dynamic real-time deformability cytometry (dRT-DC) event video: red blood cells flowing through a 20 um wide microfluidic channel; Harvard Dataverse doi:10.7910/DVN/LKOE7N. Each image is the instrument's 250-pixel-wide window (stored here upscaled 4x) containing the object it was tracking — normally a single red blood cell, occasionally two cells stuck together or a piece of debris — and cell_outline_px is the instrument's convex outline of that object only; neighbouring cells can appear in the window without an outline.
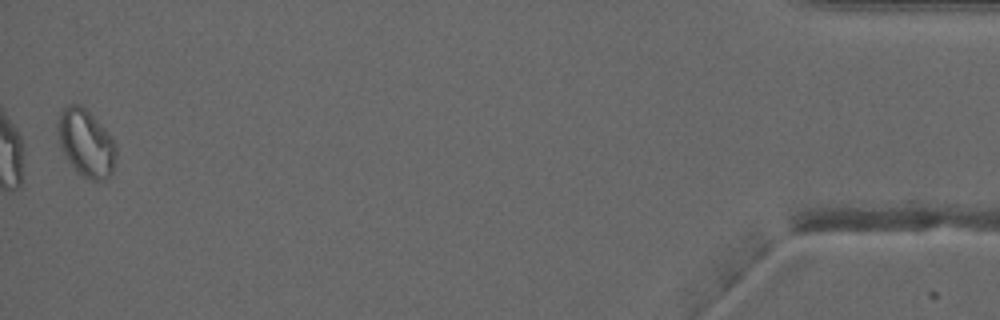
{"species": "common noctule bat (a hibernating species)", "species_latin": "Nyctalus noctula", "temperature_condition": "warm", "stored_images_in_passage": 35, "camera_frame_rate_fps": 3000, "um_per_image_px": 0.085, "animal": {"sex": "male", "forearm_length_mm": 52.5}, "frame": {"image": 1, "passage_image": 35, "time_ms": 11.333, "image_size_px": [1000, 320], "cell_outline_px": [[116, 152], [112, 172], [104, 180], [92, 180], [76, 172], [60, 148], [56, 132], [56, 120], [60, 112], [68, 104], [80, 104], [104, 128], [116, 144]], "centroid_in_image_um": [7.26, 12.15], "position_along_channel_um": 427.9, "area_um2": 22.83}, "authors_computed_cell_mechanics": {"area_um2": 17.6868, "velocity_mm_per_s": 4.0389, "shape_relaxation_time_tau1_ms": null, "shape_relaxation_time_tau2_ms": 1.8048, "deformation_change_tau1": null, "deformation_change_tau2": 0.0728}}